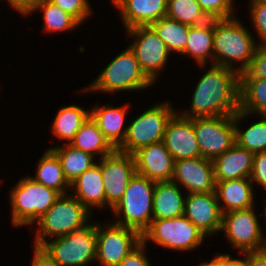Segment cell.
Instances as JSON below:
<instances>
[{"label":"cell","mask_w":266,"mask_h":266,"mask_svg":"<svg viewBox=\"0 0 266 266\" xmlns=\"http://www.w3.org/2000/svg\"><path fill=\"white\" fill-rule=\"evenodd\" d=\"M187 118L231 116L240 110V72L212 64L199 80ZM192 112V113H191Z\"/></svg>","instance_id":"6da1fadb"},{"label":"cell","mask_w":266,"mask_h":266,"mask_svg":"<svg viewBox=\"0 0 266 266\" xmlns=\"http://www.w3.org/2000/svg\"><path fill=\"white\" fill-rule=\"evenodd\" d=\"M256 43L251 32L235 17L214 19L213 64L235 69L233 61L242 62L237 68L242 73L252 60Z\"/></svg>","instance_id":"7a4b0ae2"},{"label":"cell","mask_w":266,"mask_h":266,"mask_svg":"<svg viewBox=\"0 0 266 266\" xmlns=\"http://www.w3.org/2000/svg\"><path fill=\"white\" fill-rule=\"evenodd\" d=\"M154 188V181L136 173L129 181L122 199L112 208L114 214L120 216L115 223L142 234L153 219Z\"/></svg>","instance_id":"3957f363"},{"label":"cell","mask_w":266,"mask_h":266,"mask_svg":"<svg viewBox=\"0 0 266 266\" xmlns=\"http://www.w3.org/2000/svg\"><path fill=\"white\" fill-rule=\"evenodd\" d=\"M90 211L73 195L61 194L55 203L36 221L35 245L42 247L46 237H61L72 233L88 221Z\"/></svg>","instance_id":"277c9868"},{"label":"cell","mask_w":266,"mask_h":266,"mask_svg":"<svg viewBox=\"0 0 266 266\" xmlns=\"http://www.w3.org/2000/svg\"><path fill=\"white\" fill-rule=\"evenodd\" d=\"M61 194L32 179L25 177L10 193L13 225L35 223L58 199Z\"/></svg>","instance_id":"5b68a950"},{"label":"cell","mask_w":266,"mask_h":266,"mask_svg":"<svg viewBox=\"0 0 266 266\" xmlns=\"http://www.w3.org/2000/svg\"><path fill=\"white\" fill-rule=\"evenodd\" d=\"M59 266H85L96 260V224H84L72 233L42 246Z\"/></svg>","instance_id":"8992f818"},{"label":"cell","mask_w":266,"mask_h":266,"mask_svg":"<svg viewBox=\"0 0 266 266\" xmlns=\"http://www.w3.org/2000/svg\"><path fill=\"white\" fill-rule=\"evenodd\" d=\"M152 83L142 71L133 51L127 47L85 90L105 92L139 90L149 87Z\"/></svg>","instance_id":"52a82bcc"},{"label":"cell","mask_w":266,"mask_h":266,"mask_svg":"<svg viewBox=\"0 0 266 266\" xmlns=\"http://www.w3.org/2000/svg\"><path fill=\"white\" fill-rule=\"evenodd\" d=\"M174 113L165 102L144 111L127 126L126 137L116 150L133 155L142 147L163 141L166 125Z\"/></svg>","instance_id":"ba28073f"},{"label":"cell","mask_w":266,"mask_h":266,"mask_svg":"<svg viewBox=\"0 0 266 266\" xmlns=\"http://www.w3.org/2000/svg\"><path fill=\"white\" fill-rule=\"evenodd\" d=\"M205 235L184 215L168 219H152L142 233V242L147 240L174 250L197 248Z\"/></svg>","instance_id":"9c48e42d"},{"label":"cell","mask_w":266,"mask_h":266,"mask_svg":"<svg viewBox=\"0 0 266 266\" xmlns=\"http://www.w3.org/2000/svg\"><path fill=\"white\" fill-rule=\"evenodd\" d=\"M194 132L201 156L213 160L236 143L234 115L196 117Z\"/></svg>","instance_id":"30bf717a"},{"label":"cell","mask_w":266,"mask_h":266,"mask_svg":"<svg viewBox=\"0 0 266 266\" xmlns=\"http://www.w3.org/2000/svg\"><path fill=\"white\" fill-rule=\"evenodd\" d=\"M100 225L96 224V261L102 266H117L142 242V234L133 228L112 223L104 230Z\"/></svg>","instance_id":"8fae6325"},{"label":"cell","mask_w":266,"mask_h":266,"mask_svg":"<svg viewBox=\"0 0 266 266\" xmlns=\"http://www.w3.org/2000/svg\"><path fill=\"white\" fill-rule=\"evenodd\" d=\"M253 208L223 214L221 231L224 230L230 243L243 254L266 249V240Z\"/></svg>","instance_id":"7c38bea8"},{"label":"cell","mask_w":266,"mask_h":266,"mask_svg":"<svg viewBox=\"0 0 266 266\" xmlns=\"http://www.w3.org/2000/svg\"><path fill=\"white\" fill-rule=\"evenodd\" d=\"M135 40L133 51L145 75L154 83L159 70L164 69L170 51L151 26H136L127 30Z\"/></svg>","instance_id":"4fadbf2b"},{"label":"cell","mask_w":266,"mask_h":266,"mask_svg":"<svg viewBox=\"0 0 266 266\" xmlns=\"http://www.w3.org/2000/svg\"><path fill=\"white\" fill-rule=\"evenodd\" d=\"M106 205L112 209L123 197L131 178L136 174L134 155L115 150L100 159Z\"/></svg>","instance_id":"5bb4252c"},{"label":"cell","mask_w":266,"mask_h":266,"mask_svg":"<svg viewBox=\"0 0 266 266\" xmlns=\"http://www.w3.org/2000/svg\"><path fill=\"white\" fill-rule=\"evenodd\" d=\"M171 181L182 184L188 193L214 192L216 180L213 162L203 157L174 161Z\"/></svg>","instance_id":"9a60e30c"},{"label":"cell","mask_w":266,"mask_h":266,"mask_svg":"<svg viewBox=\"0 0 266 266\" xmlns=\"http://www.w3.org/2000/svg\"><path fill=\"white\" fill-rule=\"evenodd\" d=\"M187 194L183 215L205 236L221 231L223 214L216 192Z\"/></svg>","instance_id":"2e32d148"},{"label":"cell","mask_w":266,"mask_h":266,"mask_svg":"<svg viewBox=\"0 0 266 266\" xmlns=\"http://www.w3.org/2000/svg\"><path fill=\"white\" fill-rule=\"evenodd\" d=\"M163 142L174 161L202 157L194 132V118L175 112L166 125Z\"/></svg>","instance_id":"e0dca14e"},{"label":"cell","mask_w":266,"mask_h":266,"mask_svg":"<svg viewBox=\"0 0 266 266\" xmlns=\"http://www.w3.org/2000/svg\"><path fill=\"white\" fill-rule=\"evenodd\" d=\"M133 155L136 173L154 182L171 181L174 160L163 141L142 147Z\"/></svg>","instance_id":"ac0fdd59"},{"label":"cell","mask_w":266,"mask_h":266,"mask_svg":"<svg viewBox=\"0 0 266 266\" xmlns=\"http://www.w3.org/2000/svg\"><path fill=\"white\" fill-rule=\"evenodd\" d=\"M121 11L125 29L150 26L166 16L168 0H112Z\"/></svg>","instance_id":"d6986e66"},{"label":"cell","mask_w":266,"mask_h":266,"mask_svg":"<svg viewBox=\"0 0 266 266\" xmlns=\"http://www.w3.org/2000/svg\"><path fill=\"white\" fill-rule=\"evenodd\" d=\"M254 155V153L235 143L229 150L212 160L216 182L250 178Z\"/></svg>","instance_id":"ffe728a7"},{"label":"cell","mask_w":266,"mask_h":266,"mask_svg":"<svg viewBox=\"0 0 266 266\" xmlns=\"http://www.w3.org/2000/svg\"><path fill=\"white\" fill-rule=\"evenodd\" d=\"M252 184L250 178L216 182L217 199L218 201L222 200L225 204L220 207L222 214L233 210L252 208L254 204Z\"/></svg>","instance_id":"44dd1931"},{"label":"cell","mask_w":266,"mask_h":266,"mask_svg":"<svg viewBox=\"0 0 266 266\" xmlns=\"http://www.w3.org/2000/svg\"><path fill=\"white\" fill-rule=\"evenodd\" d=\"M70 187L75 190L74 197L89 211L92 206L102 208L106 205L105 190L99 164L96 163L88 170H85L70 184Z\"/></svg>","instance_id":"7402d4cb"},{"label":"cell","mask_w":266,"mask_h":266,"mask_svg":"<svg viewBox=\"0 0 266 266\" xmlns=\"http://www.w3.org/2000/svg\"><path fill=\"white\" fill-rule=\"evenodd\" d=\"M127 109L128 105L115 108L109 107L108 104V107L94 106V109L90 111V116L97 123L102 134L115 149L123 143L126 137L127 127L124 128L123 126Z\"/></svg>","instance_id":"603a6c76"},{"label":"cell","mask_w":266,"mask_h":266,"mask_svg":"<svg viewBox=\"0 0 266 266\" xmlns=\"http://www.w3.org/2000/svg\"><path fill=\"white\" fill-rule=\"evenodd\" d=\"M185 199L179 186L173 181L155 182L153 219H168L184 214Z\"/></svg>","instance_id":"cb8c5ba5"},{"label":"cell","mask_w":266,"mask_h":266,"mask_svg":"<svg viewBox=\"0 0 266 266\" xmlns=\"http://www.w3.org/2000/svg\"><path fill=\"white\" fill-rule=\"evenodd\" d=\"M213 38L214 19L204 24L190 26L186 46L181 54H189L194 57L198 65L205 66L208 57L213 61Z\"/></svg>","instance_id":"d4e9b609"},{"label":"cell","mask_w":266,"mask_h":266,"mask_svg":"<svg viewBox=\"0 0 266 266\" xmlns=\"http://www.w3.org/2000/svg\"><path fill=\"white\" fill-rule=\"evenodd\" d=\"M69 144L92 156L96 155V153L101 154L100 158L108 156L116 150L102 134L91 116L82 124Z\"/></svg>","instance_id":"484cf974"},{"label":"cell","mask_w":266,"mask_h":266,"mask_svg":"<svg viewBox=\"0 0 266 266\" xmlns=\"http://www.w3.org/2000/svg\"><path fill=\"white\" fill-rule=\"evenodd\" d=\"M36 171L35 177L32 178L34 181L52 188L60 194L67 193L64 187L70 188V184L64 176L60 159L51 148L42 155Z\"/></svg>","instance_id":"4316f807"},{"label":"cell","mask_w":266,"mask_h":266,"mask_svg":"<svg viewBox=\"0 0 266 266\" xmlns=\"http://www.w3.org/2000/svg\"><path fill=\"white\" fill-rule=\"evenodd\" d=\"M60 159L64 176L71 184L77 179L85 170H88L94 164V156L87 152H83L69 143L64 146L51 148Z\"/></svg>","instance_id":"83f0119b"},{"label":"cell","mask_w":266,"mask_h":266,"mask_svg":"<svg viewBox=\"0 0 266 266\" xmlns=\"http://www.w3.org/2000/svg\"><path fill=\"white\" fill-rule=\"evenodd\" d=\"M248 113L239 110L234 115L236 144L256 154L266 151V115H261V121L252 124L246 131L240 130L237 125Z\"/></svg>","instance_id":"f1b7e54d"},{"label":"cell","mask_w":266,"mask_h":266,"mask_svg":"<svg viewBox=\"0 0 266 266\" xmlns=\"http://www.w3.org/2000/svg\"><path fill=\"white\" fill-rule=\"evenodd\" d=\"M240 110L266 115V78H240Z\"/></svg>","instance_id":"f546056e"},{"label":"cell","mask_w":266,"mask_h":266,"mask_svg":"<svg viewBox=\"0 0 266 266\" xmlns=\"http://www.w3.org/2000/svg\"><path fill=\"white\" fill-rule=\"evenodd\" d=\"M56 114L52 127L53 134L60 140H68V143L90 116V112L75 105L62 107Z\"/></svg>","instance_id":"4dcf8cb0"},{"label":"cell","mask_w":266,"mask_h":266,"mask_svg":"<svg viewBox=\"0 0 266 266\" xmlns=\"http://www.w3.org/2000/svg\"><path fill=\"white\" fill-rule=\"evenodd\" d=\"M150 26L164 41L170 52L181 54L184 51L190 26L167 16L153 22Z\"/></svg>","instance_id":"1f68e13d"},{"label":"cell","mask_w":266,"mask_h":266,"mask_svg":"<svg viewBox=\"0 0 266 266\" xmlns=\"http://www.w3.org/2000/svg\"><path fill=\"white\" fill-rule=\"evenodd\" d=\"M166 16L188 26L204 24L210 20L197 0H168Z\"/></svg>","instance_id":"d6a6232c"},{"label":"cell","mask_w":266,"mask_h":266,"mask_svg":"<svg viewBox=\"0 0 266 266\" xmlns=\"http://www.w3.org/2000/svg\"><path fill=\"white\" fill-rule=\"evenodd\" d=\"M43 11L44 28L47 32H61L81 24L75 17L63 11L49 0H39L34 7Z\"/></svg>","instance_id":"836d02e7"},{"label":"cell","mask_w":266,"mask_h":266,"mask_svg":"<svg viewBox=\"0 0 266 266\" xmlns=\"http://www.w3.org/2000/svg\"><path fill=\"white\" fill-rule=\"evenodd\" d=\"M209 19H228L232 14V0H197Z\"/></svg>","instance_id":"e575fe53"},{"label":"cell","mask_w":266,"mask_h":266,"mask_svg":"<svg viewBox=\"0 0 266 266\" xmlns=\"http://www.w3.org/2000/svg\"><path fill=\"white\" fill-rule=\"evenodd\" d=\"M240 78H266V45L258 44L249 66L240 73Z\"/></svg>","instance_id":"d590c367"},{"label":"cell","mask_w":266,"mask_h":266,"mask_svg":"<svg viewBox=\"0 0 266 266\" xmlns=\"http://www.w3.org/2000/svg\"><path fill=\"white\" fill-rule=\"evenodd\" d=\"M75 17L81 24L92 13L88 0H49Z\"/></svg>","instance_id":"8d00e7d4"},{"label":"cell","mask_w":266,"mask_h":266,"mask_svg":"<svg viewBox=\"0 0 266 266\" xmlns=\"http://www.w3.org/2000/svg\"><path fill=\"white\" fill-rule=\"evenodd\" d=\"M250 14L257 33L261 36L259 45H266V2L251 3Z\"/></svg>","instance_id":"74e56055"},{"label":"cell","mask_w":266,"mask_h":266,"mask_svg":"<svg viewBox=\"0 0 266 266\" xmlns=\"http://www.w3.org/2000/svg\"><path fill=\"white\" fill-rule=\"evenodd\" d=\"M253 181L266 188V151L254 155L253 170L250 177Z\"/></svg>","instance_id":"f35d334b"},{"label":"cell","mask_w":266,"mask_h":266,"mask_svg":"<svg viewBox=\"0 0 266 266\" xmlns=\"http://www.w3.org/2000/svg\"><path fill=\"white\" fill-rule=\"evenodd\" d=\"M145 243L141 242L128 256L117 266H151L144 254Z\"/></svg>","instance_id":"ab89813d"},{"label":"cell","mask_w":266,"mask_h":266,"mask_svg":"<svg viewBox=\"0 0 266 266\" xmlns=\"http://www.w3.org/2000/svg\"><path fill=\"white\" fill-rule=\"evenodd\" d=\"M32 266H59L43 247L35 246Z\"/></svg>","instance_id":"60d3db41"},{"label":"cell","mask_w":266,"mask_h":266,"mask_svg":"<svg viewBox=\"0 0 266 266\" xmlns=\"http://www.w3.org/2000/svg\"><path fill=\"white\" fill-rule=\"evenodd\" d=\"M9 5L24 15L33 12L35 5L39 0H7Z\"/></svg>","instance_id":"b9f144b4"},{"label":"cell","mask_w":266,"mask_h":266,"mask_svg":"<svg viewBox=\"0 0 266 266\" xmlns=\"http://www.w3.org/2000/svg\"><path fill=\"white\" fill-rule=\"evenodd\" d=\"M246 266H266V249L244 253Z\"/></svg>","instance_id":"7bdbcfd3"},{"label":"cell","mask_w":266,"mask_h":266,"mask_svg":"<svg viewBox=\"0 0 266 266\" xmlns=\"http://www.w3.org/2000/svg\"><path fill=\"white\" fill-rule=\"evenodd\" d=\"M221 266H246L245 258L239 260L231 258L230 254H221Z\"/></svg>","instance_id":"ee69618b"},{"label":"cell","mask_w":266,"mask_h":266,"mask_svg":"<svg viewBox=\"0 0 266 266\" xmlns=\"http://www.w3.org/2000/svg\"><path fill=\"white\" fill-rule=\"evenodd\" d=\"M221 253H218V256H214L212 261L202 263L200 266H221Z\"/></svg>","instance_id":"f6af8a7d"},{"label":"cell","mask_w":266,"mask_h":266,"mask_svg":"<svg viewBox=\"0 0 266 266\" xmlns=\"http://www.w3.org/2000/svg\"><path fill=\"white\" fill-rule=\"evenodd\" d=\"M266 2V0H252L251 3Z\"/></svg>","instance_id":"bcb514c9"}]
</instances>
